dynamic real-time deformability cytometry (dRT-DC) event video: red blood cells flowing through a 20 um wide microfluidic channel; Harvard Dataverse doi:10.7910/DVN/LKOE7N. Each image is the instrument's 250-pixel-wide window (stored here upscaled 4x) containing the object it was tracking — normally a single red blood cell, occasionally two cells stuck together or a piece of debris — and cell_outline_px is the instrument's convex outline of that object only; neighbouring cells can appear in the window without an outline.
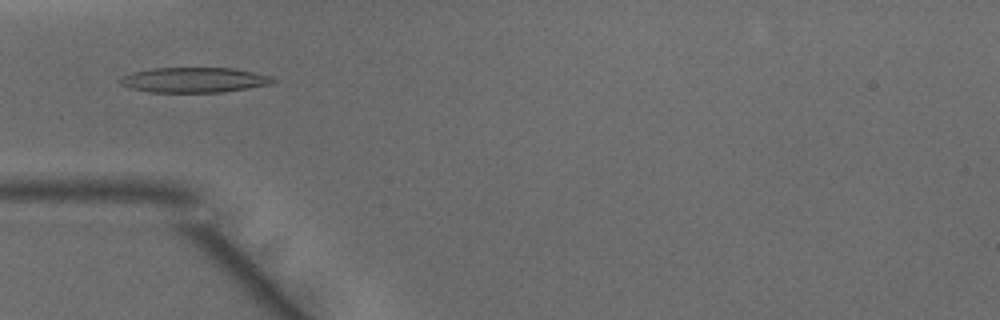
{"species": "common noctule bat (a hibernating species)", "species_latin": "Nyctalus noctula", "temperature_condition": "warm", "stored_images_in_passage": 8, "camera_frame_rate_fps": 3000, "um_per_image_px": 0.085, "animal": {"sex": "male", "body_mass_g": 15.6}, "frame": {"image": 1, "passage_image": 3, "time_ms": 0.667, "image_size_px": [1000, 320], "cell_outline_px": [[276, 80], [272, 84], [248, 88], [220, 92], [148, 92], [132, 88], [120, 84], [116, 80], [132, 72], [152, 68], [232, 68], [272, 76]], "centroid_in_image_um": [16.49, 6.79], "position_along_channel_um": 68.5, "area_um2": 22.31}}
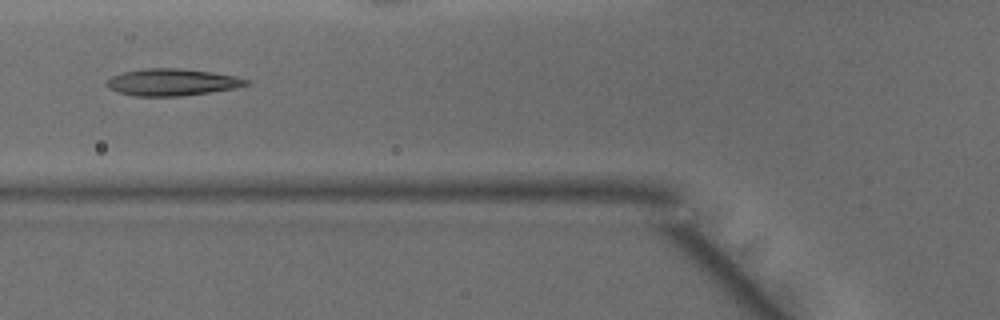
{"frame": {"image": 2, "passage_image": 6, "time_ms": 1.667, "image_size_px": [1000, 320], "cell_outline_px": [[248, 84], [236, 88], [180, 96], [136, 96], [116, 92], [108, 88], [104, 84], [112, 76], [124, 72], [144, 68], [180, 68], [212, 72], [236, 76], [248, 80]], "centroid_in_image_um": [14.59, 6.98], "position_along_channel_um": 111.2, "area_um2": 21.85}}